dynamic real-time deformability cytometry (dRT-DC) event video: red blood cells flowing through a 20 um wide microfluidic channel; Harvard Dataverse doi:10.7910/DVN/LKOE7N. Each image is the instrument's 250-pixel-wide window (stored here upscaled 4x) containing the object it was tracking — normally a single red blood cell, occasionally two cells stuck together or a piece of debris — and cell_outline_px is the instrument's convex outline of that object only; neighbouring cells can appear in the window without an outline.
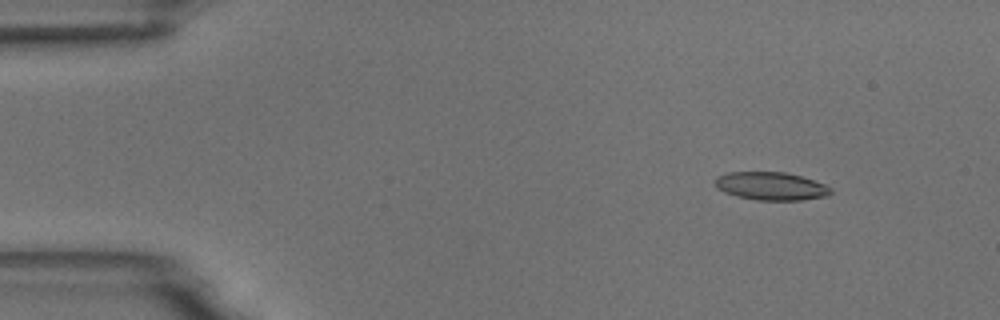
{"species": "common noctule bat (a hibernating species)", "species_latin": "Nyctalus noctula", "temperature_condition": "room temperature", "stored_images_in_passage": 9, "camera_frame_rate_fps": 3000, "um_per_image_px": 0.085, "animal": {"sex": "male", "body_mass_g": 18.8}, "frame": {"image": 1, "passage_image": 1, "time_ms": 0.0, "image_size_px": [1000, 320], "cell_outline_px": [[832, 192], [824, 196], [800, 200], [756, 200], [736, 196], [724, 192], [716, 188], [712, 180], [716, 176], [728, 172], [784, 172], [800, 176], [824, 184], [832, 188]], "centroid_in_image_um": [65.45, 15.81], "position_along_channel_um": 19.5, "area_um2": 18.96}}
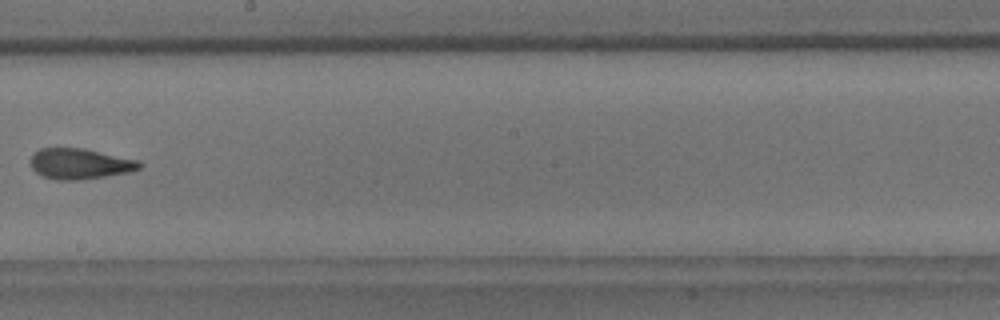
{"frame": {"image": 2, "passage_image": 8, "time_ms": 8.333, "image_size_px": [1000, 320], "cell_outline_px": [[144, 164], [140, 168], [128, 172], [84, 180], [56, 180], [44, 176], [36, 172], [32, 168], [28, 160], [40, 148], [84, 148], [140, 160]], "centroid_in_image_um": [6.81, 13.92], "position_along_channel_um": 241.4, "area_um2": 19.65}}
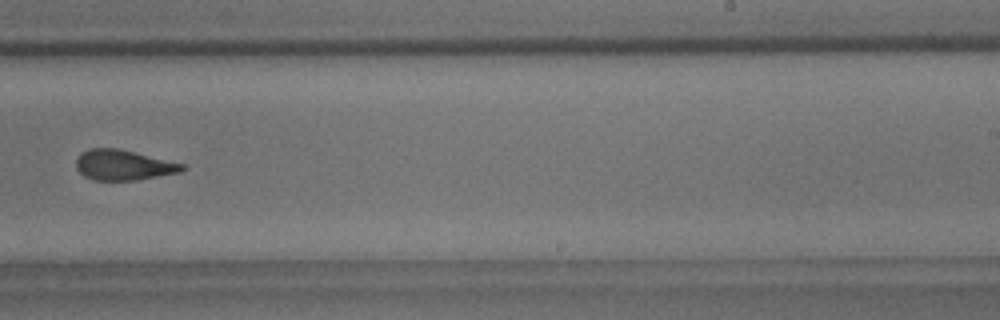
{"frame": {"image": 3, "passage_image": 9, "time_ms": 9.333, "image_size_px": [1000, 320], "cell_outline_px": [[184, 168], [180, 172], [136, 180], [92, 180], [84, 176], [76, 168], [76, 160], [80, 152], [88, 148], [116, 148], [136, 152], [184, 164]], "centroid_in_image_um": [10.44, 14.02], "position_along_channel_um": 278.6, "area_um2": 18.73}}